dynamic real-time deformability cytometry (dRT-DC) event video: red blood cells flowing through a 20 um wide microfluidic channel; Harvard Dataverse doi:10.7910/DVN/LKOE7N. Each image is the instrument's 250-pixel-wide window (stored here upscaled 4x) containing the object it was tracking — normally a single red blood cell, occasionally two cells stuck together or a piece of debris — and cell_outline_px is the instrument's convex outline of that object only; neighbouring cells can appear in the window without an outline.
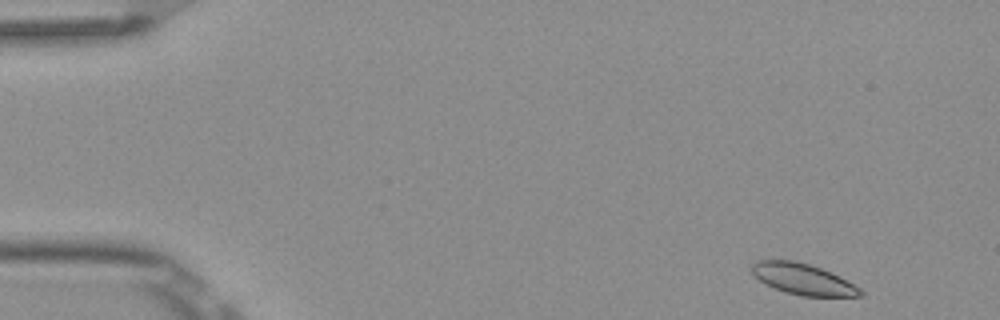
{"species": "Egyptian fruit bat (a non-hibernating species)", "species_latin": "Rousettus aegyptiacus", "temperature_condition": "room temperature", "stored_images_in_passage": 4, "camera_frame_rate_fps": 3000, "um_per_image_px": 0.085, "frame": {"image": 1, "passage_image": 1, "time_ms": 0.0, "image_size_px": [1000, 320], "cell_outline_px": [[864, 296], [800, 296], [784, 292], [764, 284], [752, 272], [752, 264], [756, 260], [792, 260], [808, 264], [820, 268], [860, 288], [864, 292]], "centroid_in_image_um": [68.21, 23.74], "position_along_channel_um": 16.8, "area_um2": 19.31}}
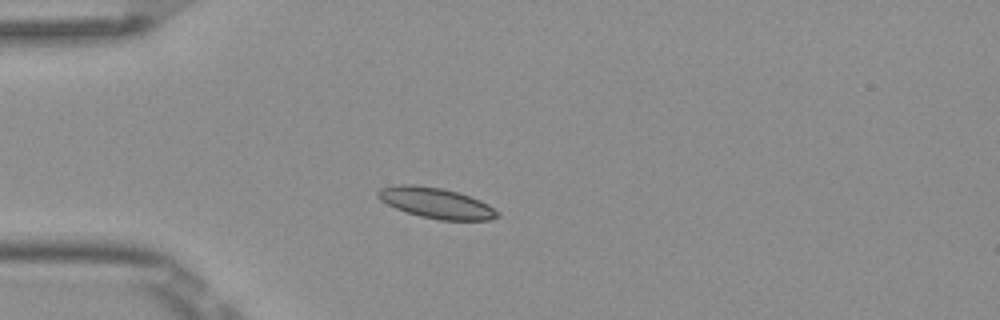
{"frame": {"image": 2, "passage_image": 4, "time_ms": 1.0, "image_size_px": [1000, 320], "cell_outline_px": [[500, 216], [488, 220], [440, 220], [420, 216], [396, 208], [380, 200], [376, 196], [376, 192], [380, 188], [396, 184], [412, 184], [440, 188], [456, 192], [480, 200], [488, 204], [500, 212]], "centroid_in_image_um": [37.06, 17.25], "position_along_channel_um": 47.9, "area_um2": 21.21}}